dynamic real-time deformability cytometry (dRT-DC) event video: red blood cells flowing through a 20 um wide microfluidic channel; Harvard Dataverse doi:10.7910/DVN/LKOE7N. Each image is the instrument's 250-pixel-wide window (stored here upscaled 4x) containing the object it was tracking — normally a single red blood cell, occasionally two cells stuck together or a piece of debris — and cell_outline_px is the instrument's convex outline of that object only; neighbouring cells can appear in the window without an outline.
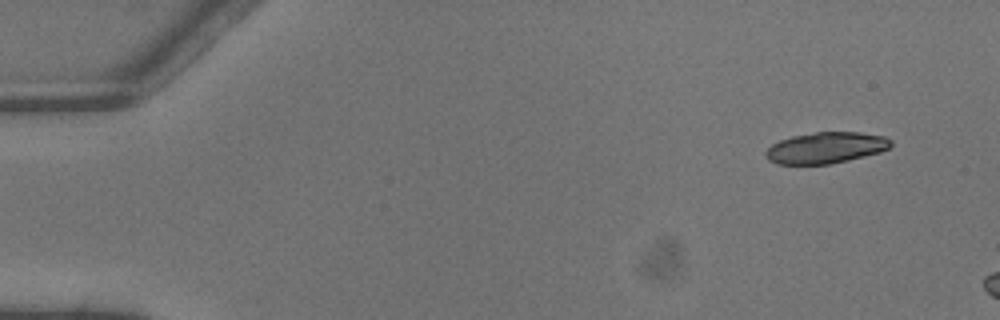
{"species": "common noctule bat (a hibernating species)", "species_latin": "Nyctalus noctula", "temperature_condition": "warm", "stored_images_in_passage": 2, "camera_frame_rate_fps": 3000, "um_per_image_px": 0.085, "animal": {"sex": "male", "body_mass_g": 13.3}, "frame": {"image": 1, "passage_image": 1, "time_ms": 0.0, "image_size_px": [1000, 320], "cell_outline_px": [[892, 144], [888, 148], [880, 152], [848, 160], [828, 164], [776, 164], [768, 160], [764, 156], [764, 152], [772, 144], [780, 140], [792, 136], [816, 132], [860, 132], [884, 136], [892, 140]], "centroid_in_image_um": [70.17, 12.56], "position_along_channel_um": 14.8, "area_um2": 22.77}}